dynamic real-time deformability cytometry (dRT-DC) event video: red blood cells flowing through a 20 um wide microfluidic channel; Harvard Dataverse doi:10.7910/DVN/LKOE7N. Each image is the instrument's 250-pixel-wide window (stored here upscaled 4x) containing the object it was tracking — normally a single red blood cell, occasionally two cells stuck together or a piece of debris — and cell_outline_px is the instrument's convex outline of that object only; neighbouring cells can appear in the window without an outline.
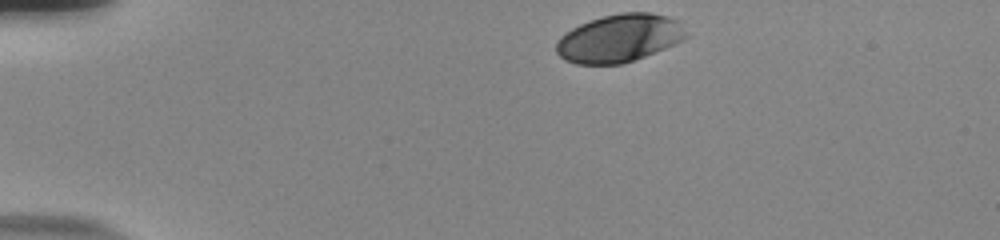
{"species": "human", "species_latin": "Homo sapiens", "temperature_condition": "room temperature", "stored_images_in_passage": 37, "camera_frame_rate_fps": 3000, "um_per_image_px": 0.085, "donor": {"sex": "male"}, "frame": {"image": 1, "passage_image": 1, "time_ms": 0.0, "image_size_px": [1000, 240], "cell_outline_px": [[688, 36], [684, 40], [624, 64], [576, 64], [564, 60], [556, 52], [556, 40], [564, 32], [588, 20], [600, 16], [620, 12], [648, 12], [668, 16], [684, 20]], "centroid_in_image_um": [52.67, 3.22], "position_along_channel_um": 32.3, "area_um2": 36.93}}
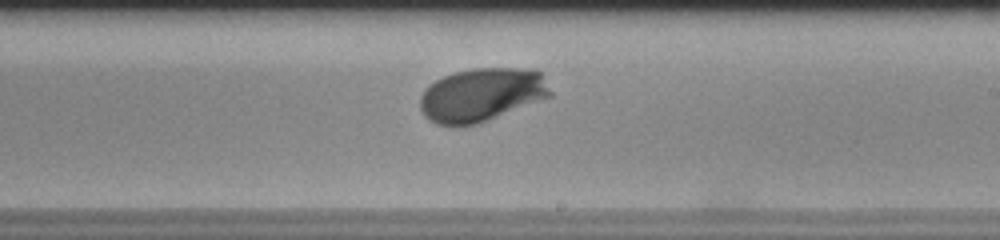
{"frame": {"image": 2, "passage_image": 24, "time_ms": 7.667, "image_size_px": [1000, 240], "cell_outline_px": [[552, 96], [476, 124], [456, 128], [436, 124], [424, 116], [420, 108], [420, 96], [424, 88], [436, 80], [444, 76], [456, 72], [472, 68], [536, 68], [544, 72], [552, 92]], "centroid_in_image_um": [40.96, 8.05], "position_along_channel_um": 248.0, "area_um2": 41.27}}
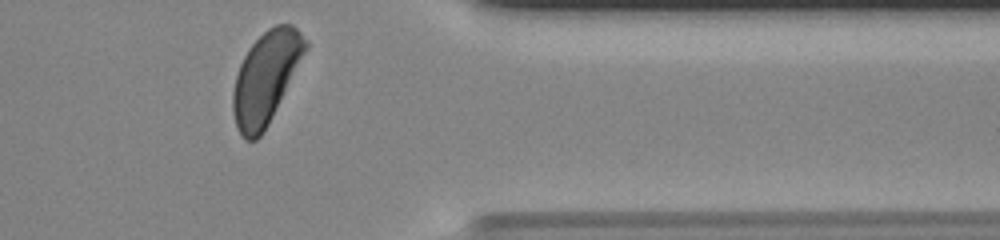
{"frame": {"image": 3, "passage_image": 36, "time_ms": 11.667, "image_size_px": [1000, 240], "cell_outline_px": [[308, 48], [268, 124], [260, 136], [256, 140], [244, 140], [236, 124], [232, 112], [232, 92], [236, 76], [240, 64], [248, 48], [268, 28], [276, 24], [292, 24], [308, 40]], "centroid_in_image_um": [22.6, 6.58], "position_along_channel_um": 388.8, "area_um2": 38.38}, "authors_computed_cell_mechanics": {"area_um2": 38.6682, "velocity_mm_per_s": 3.757, "shape_relaxation_time_tau1_ms": 2.5804, "shape_relaxation_time_tau2_ms": null, "deformation_change_tau1": 0.1356, "deformation_change_tau2": null}}